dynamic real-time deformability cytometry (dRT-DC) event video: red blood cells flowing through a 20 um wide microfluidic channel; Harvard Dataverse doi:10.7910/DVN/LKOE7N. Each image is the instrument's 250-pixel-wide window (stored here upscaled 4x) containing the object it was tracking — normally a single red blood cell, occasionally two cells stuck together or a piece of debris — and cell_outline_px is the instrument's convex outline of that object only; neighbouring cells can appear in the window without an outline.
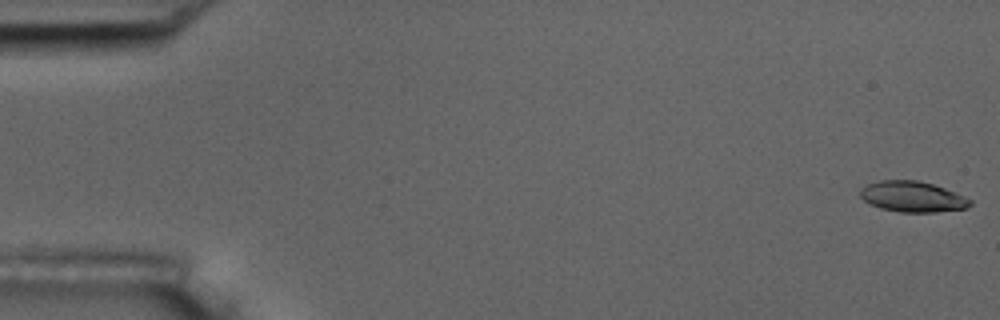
{"species": "common noctule bat (a hibernating species)", "species_latin": "Nyctalus noctula", "temperature_condition": "room temperature", "stored_images_in_passage": 6, "camera_frame_rate_fps": 3000, "um_per_image_px": 0.085, "animal": {"sex": "male", "body_mass_g": 17.5, "forearm_length_mm": 52.3}, "frame": {"image": 1, "passage_image": 1, "time_ms": 0.0, "image_size_px": [1000, 320], "cell_outline_px": [[972, 204], [968, 208], [936, 212], [900, 212], [880, 208], [868, 204], [860, 196], [860, 188], [868, 184], [880, 180], [916, 180], [932, 184], [944, 188], [964, 196], [972, 200]], "centroid_in_image_um": [77.55, 16.72], "position_along_channel_um": 7.5, "area_um2": 19.71}}
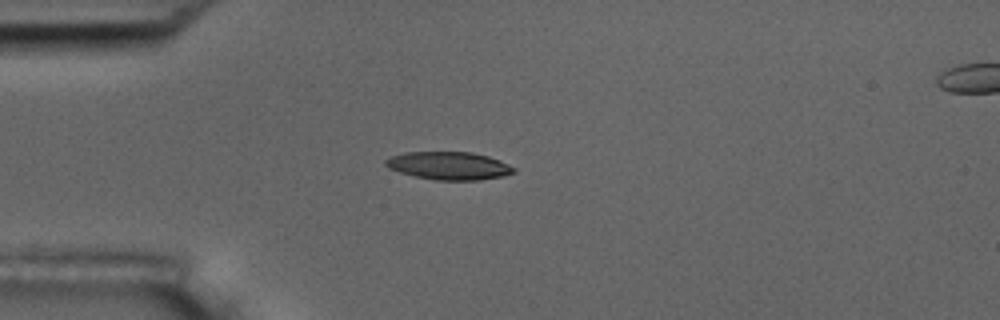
{"frame": {"image": 2, "passage_image": 5, "time_ms": 4.667, "image_size_px": [1000, 320], "cell_outline_px": [[516, 172], [504, 176], [480, 180], [436, 180], [416, 176], [400, 172], [388, 168], [384, 164], [384, 160], [392, 156], [404, 152], [472, 152], [488, 156], [500, 160], [516, 168]], "centroid_in_image_um": [38.18, 14.08], "position_along_channel_um": 46.8, "area_um2": 20.92}}